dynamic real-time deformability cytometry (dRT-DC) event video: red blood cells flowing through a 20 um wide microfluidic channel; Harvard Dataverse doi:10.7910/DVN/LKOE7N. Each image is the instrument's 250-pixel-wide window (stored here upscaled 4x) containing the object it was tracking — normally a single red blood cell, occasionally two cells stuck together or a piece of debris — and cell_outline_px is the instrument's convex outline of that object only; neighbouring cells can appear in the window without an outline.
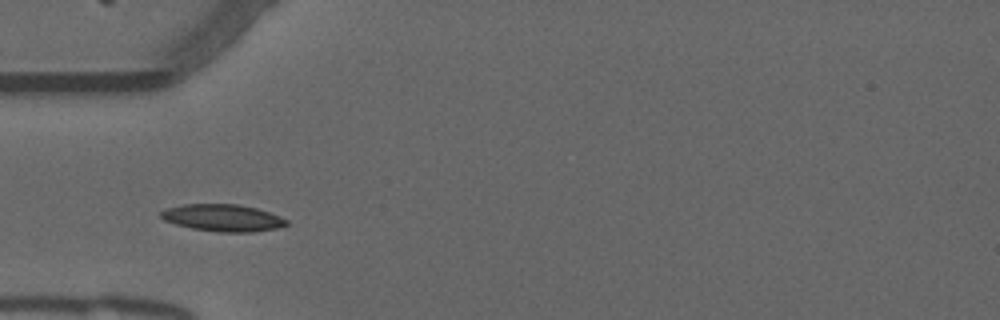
{"species": "common noctule bat (a hibernating species)", "species_latin": "Nyctalus noctula", "temperature_condition": "warm", "stored_images_in_passage": 38, "camera_frame_rate_fps": 3000, "um_per_image_px": 0.085, "animal": {"sex": "male", "forearm_length_mm": 52.5}, "frame": {"image": 1, "passage_image": 1, "time_ms": 0.0, "image_size_px": [1000, 320], "cell_outline_px": [[288, 224], [280, 228], [252, 232], [220, 232], [192, 228], [176, 224], [164, 220], [160, 216], [160, 212], [168, 208], [184, 204], [236, 204], [256, 208], [280, 216], [288, 220]], "centroid_in_image_um": [18.97, 18.52], "position_along_channel_um": 66.0, "area_um2": 19.71}}
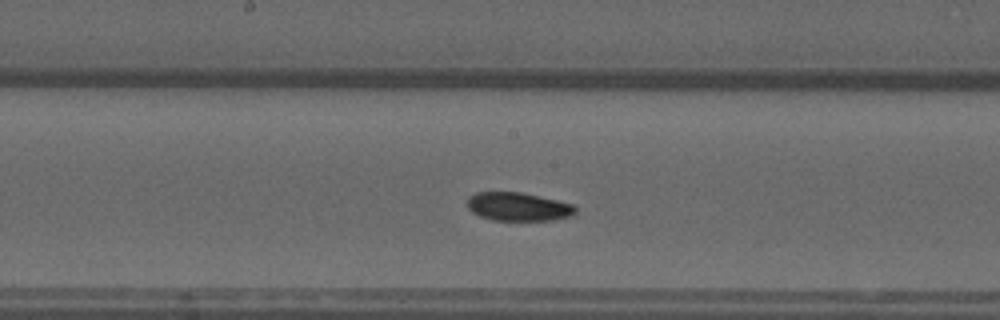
{"frame": {"image": 2, "passage_image": 12, "time_ms": 3.667, "image_size_px": [1000, 320], "cell_outline_px": [[576, 212], [572, 216], [552, 220], [492, 220], [480, 216], [472, 212], [468, 208], [468, 196], [476, 192], [520, 192], [556, 200], [572, 204], [576, 208]], "centroid_in_image_um": [44.03, 17.57], "position_along_channel_um": 204.2, "area_um2": 17.86}}
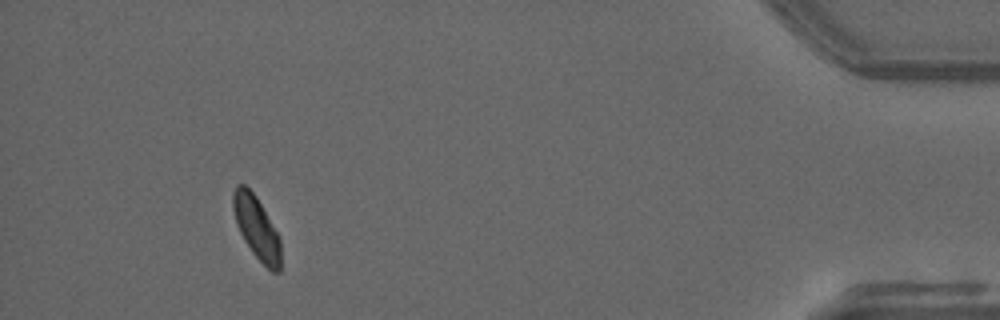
{"frame": {"image": 3, "passage_image": 34, "time_ms": 11.0, "image_size_px": [1000, 320], "cell_outline_px": [[280, 272], [272, 272], [252, 252], [244, 240], [236, 224], [232, 208], [232, 196], [236, 184], [244, 184], [256, 196], [280, 236]], "centroid_in_image_um": [21.8, 19.34], "position_along_channel_um": 413.4, "area_um2": 17.4}, "authors_computed_cell_mechanics": {"area_um2": 18.2359, "velocity_mm_per_s": 3.7694, "shape_relaxation_time_tau1_ms": 4.5609, "shape_relaxation_time_tau2_ms": 5.1586, "deformation_change_tau1": 0.1437, "deformation_change_tau2": 0.0692}}